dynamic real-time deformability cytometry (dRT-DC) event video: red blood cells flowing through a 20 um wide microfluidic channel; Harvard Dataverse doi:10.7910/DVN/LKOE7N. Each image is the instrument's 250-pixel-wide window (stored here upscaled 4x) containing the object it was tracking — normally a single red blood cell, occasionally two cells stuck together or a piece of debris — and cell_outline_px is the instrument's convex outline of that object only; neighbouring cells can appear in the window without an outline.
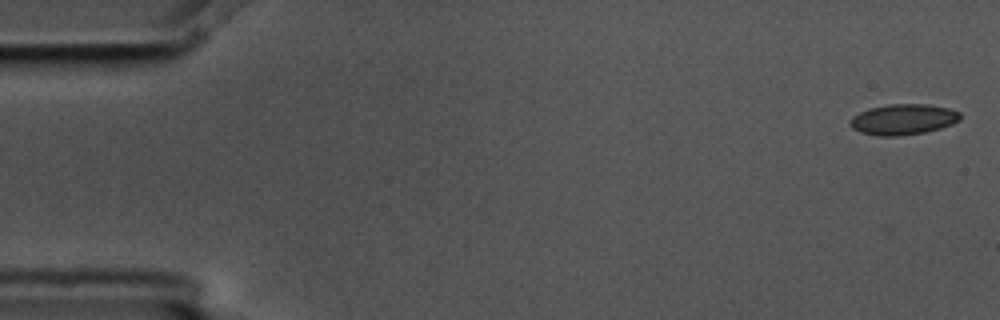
{"species": "common noctule bat (a hibernating species)", "species_latin": "Nyctalus noctula", "temperature_condition": "cold", "stored_images_in_passage": 5, "camera_frame_rate_fps": 3000, "um_per_image_px": 0.085, "animal": {"sex": "male", "body_mass_g": 17.5, "forearm_length_mm": 52.3}, "frame": {"image": 1, "passage_image": 1, "time_ms": 0.0, "image_size_px": [1000, 320], "cell_outline_px": [[960, 120], [952, 124], [940, 128], [924, 132], [896, 136], [880, 136], [860, 132], [852, 128], [852, 116], [868, 108], [888, 104], [928, 104], [948, 108], [960, 112]], "centroid_in_image_um": [76.79, 10.14], "position_along_channel_um": 8.2, "area_um2": 19.54}}
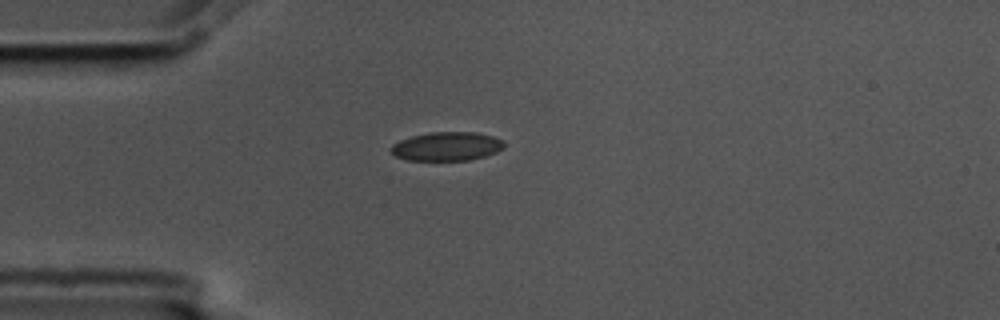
{"frame": {"image": 2, "passage_image": 5, "time_ms": 1.333, "image_size_px": [1000, 320], "cell_outline_px": [[504, 148], [496, 152], [484, 156], [468, 160], [408, 160], [396, 156], [388, 148], [392, 144], [400, 140], [412, 136], [432, 132], [476, 132], [492, 136], [504, 140]], "centroid_in_image_um": [37.98, 12.43], "position_along_channel_um": 47.0, "area_um2": 18.96}}